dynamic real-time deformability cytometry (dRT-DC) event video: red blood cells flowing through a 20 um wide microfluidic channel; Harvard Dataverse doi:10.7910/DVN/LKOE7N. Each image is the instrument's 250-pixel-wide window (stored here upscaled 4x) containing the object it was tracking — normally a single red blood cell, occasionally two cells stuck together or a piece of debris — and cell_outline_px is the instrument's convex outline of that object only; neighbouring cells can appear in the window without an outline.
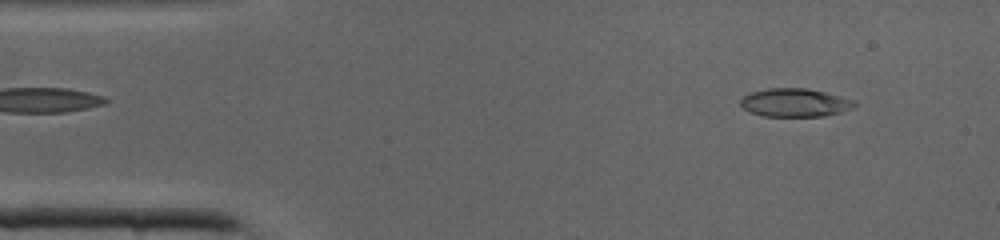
{"species": "common noctule bat (a hibernating species)", "species_latin": "Nyctalus noctula", "temperature_condition": "cold", "stored_images_in_passage": 39, "camera_frame_rate_fps": 3000, "um_per_image_px": 0.085, "animal": {"sex": "male", "body_mass_g": 19.0, "forearm_length_mm": 50.8}, "frame": {"image": 1, "passage_image": 3, "time_ms": 0.667, "image_size_px": [1000, 240], "cell_outline_px": [[856, 104], [840, 112], [824, 116], [764, 116], [748, 112], [740, 104], [740, 100], [748, 92], [768, 88], [808, 88], [856, 100]], "centroid_in_image_um": [67.51, 8.71], "position_along_channel_um": 17.5, "area_um2": 18.79}}
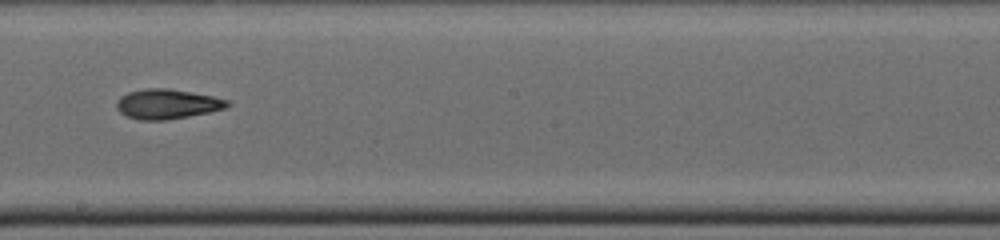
{"frame": {"image": 2, "passage_image": 21, "time_ms": 6.667, "image_size_px": [1000, 240], "cell_outline_px": [[232, 104], [224, 108], [208, 112], [168, 120], [140, 120], [128, 116], [120, 112], [116, 108], [116, 104], [120, 96], [128, 92], [144, 88], [168, 88], [212, 96], [228, 100]], "centroid_in_image_um": [14.19, 8.84], "position_along_channel_um": 234.0, "area_um2": 19.13}}
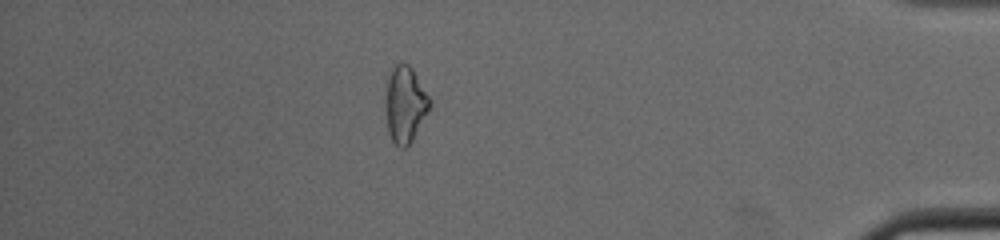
{"frame": {"image": 3, "passage_image": 34, "time_ms": 11.0, "image_size_px": [1000, 240], "cell_outline_px": [[432, 104], [428, 112], [412, 140], [404, 148], [400, 148], [392, 140], [388, 132], [384, 104], [384, 96], [388, 76], [392, 68], [396, 64], [408, 64], [412, 68], [432, 100]], "centroid_in_image_um": [34.42, 8.86], "position_along_channel_um": 400.8, "area_um2": 19.88}}